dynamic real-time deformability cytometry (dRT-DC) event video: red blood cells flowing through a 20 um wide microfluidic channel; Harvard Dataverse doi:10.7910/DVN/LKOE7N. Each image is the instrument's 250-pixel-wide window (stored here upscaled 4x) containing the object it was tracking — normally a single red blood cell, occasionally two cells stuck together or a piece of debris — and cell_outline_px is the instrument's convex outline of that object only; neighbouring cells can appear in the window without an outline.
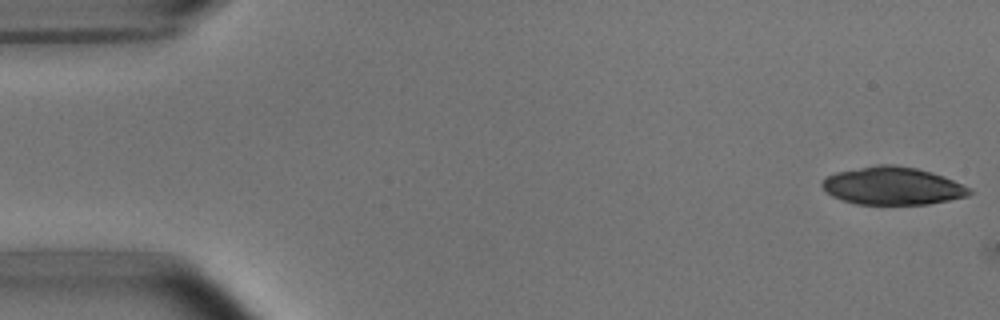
{"species": "common noctule bat (a hibernating species)", "species_latin": "Nyctalus noctula", "temperature_condition": "room temperature", "stored_images_in_passage": 3, "camera_frame_rate_fps": 3000, "um_per_image_px": 0.085, "animal": {"sex": "male", "body_mass_g": 15.6}, "frame": {"image": 1, "passage_image": 1, "time_ms": 0.0, "image_size_px": [1000, 320], "cell_outline_px": [[972, 192], [968, 196], [928, 204], [856, 204], [832, 196], [820, 184], [828, 176], [836, 172], [876, 164], [892, 164], [916, 168], [932, 172], [944, 176], [972, 188]], "centroid_in_image_um": [75.9, 15.79], "position_along_channel_um": 9.1, "area_um2": 32.37}}